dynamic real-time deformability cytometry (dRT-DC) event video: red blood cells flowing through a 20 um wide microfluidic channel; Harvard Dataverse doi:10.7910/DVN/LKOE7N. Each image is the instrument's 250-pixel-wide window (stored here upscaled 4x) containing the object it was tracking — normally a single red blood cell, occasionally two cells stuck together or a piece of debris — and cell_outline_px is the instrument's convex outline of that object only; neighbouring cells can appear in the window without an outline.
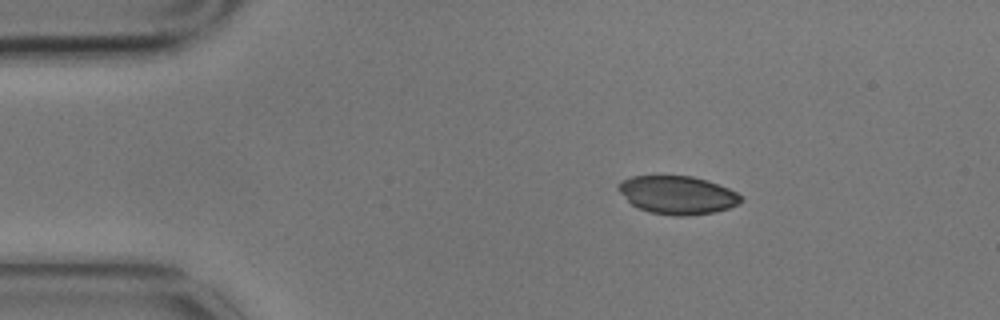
{"species": "common noctule bat (a hibernating species)", "species_latin": "Nyctalus noctula", "temperature_condition": "cold", "stored_images_in_passage": 3, "camera_frame_rate_fps": 3000, "um_per_image_px": 0.085, "animal": {"sex": "male", "body_mass_g": 17.9}, "frame": {"image": 1, "passage_image": 1, "time_ms": 0.0, "image_size_px": [1000, 320], "cell_outline_px": [[740, 204], [716, 212], [688, 216], [672, 216], [648, 212], [632, 204], [616, 188], [624, 180], [632, 176], [692, 176], [708, 180], [728, 188], [736, 192], [740, 196]], "centroid_in_image_um": [57.6, 16.58], "position_along_channel_um": 27.4, "area_um2": 27.17}}
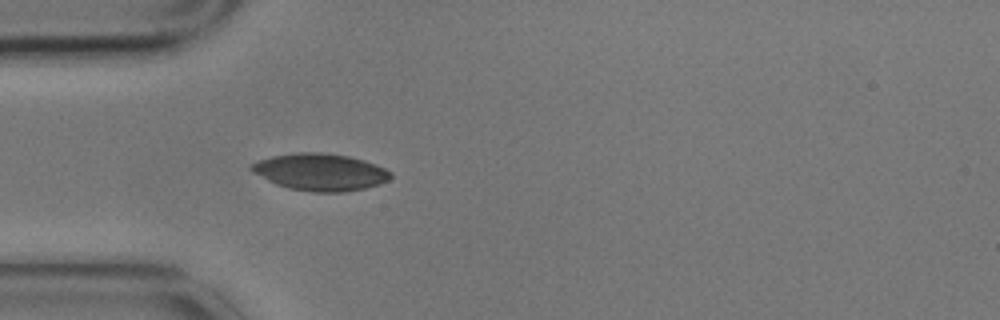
{"frame": {"image": 2, "passage_image": 3, "time_ms": 0.667, "image_size_px": [1000, 320], "cell_outline_px": [[392, 176], [388, 180], [380, 184], [364, 188], [344, 192], [312, 192], [288, 188], [276, 184], [252, 172], [248, 168], [252, 164], [260, 160], [272, 156], [296, 152], [320, 152], [348, 156], [364, 160], [376, 164], [392, 172]], "centroid_in_image_um": [27.23, 14.62], "position_along_channel_um": 57.8, "area_um2": 30.06}}